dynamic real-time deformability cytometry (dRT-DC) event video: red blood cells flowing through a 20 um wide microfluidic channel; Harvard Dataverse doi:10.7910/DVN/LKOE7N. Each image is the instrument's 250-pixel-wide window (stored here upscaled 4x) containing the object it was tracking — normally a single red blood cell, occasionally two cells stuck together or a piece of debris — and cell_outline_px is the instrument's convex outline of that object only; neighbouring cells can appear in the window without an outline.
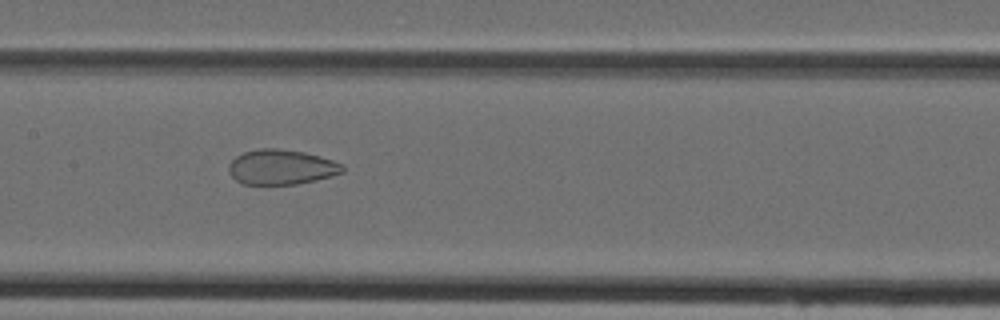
{"species": "Egyptian fruit bat (a non-hibernating species)", "species_latin": "Rousettus aegyptiacus", "temperature_condition": "cold", "stored_images_in_passage": 31, "camera_frame_rate_fps": 3000, "um_per_image_px": 0.085, "animal": {"sex": "female"}, "frame": {"image": 1, "passage_image": 10, "time_ms": 3.0, "image_size_px": [1000, 320], "cell_outline_px": [[344, 172], [332, 176], [316, 180], [296, 184], [244, 184], [236, 180], [232, 176], [228, 168], [228, 164], [236, 156], [244, 152], [260, 148], [276, 148], [304, 152], [320, 156], [332, 160], [340, 164], [344, 168]], "centroid_in_image_um": [23.91, 14.2], "position_along_channel_um": 183.5, "area_um2": 23.12}}
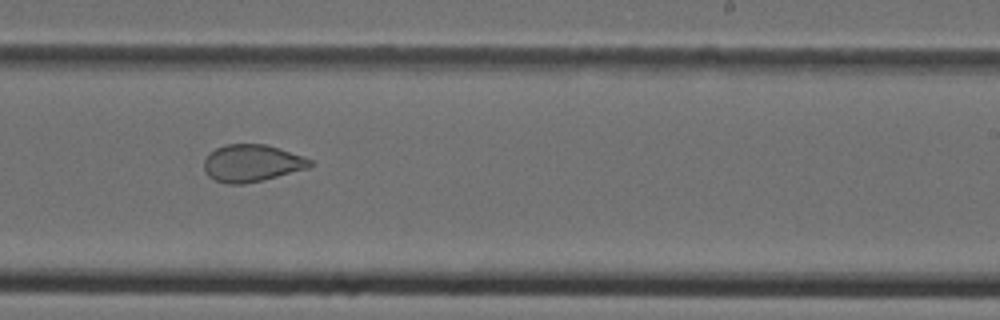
{"frame": {"image": 2, "passage_image": 16, "time_ms": 5.0, "image_size_px": [1000, 320], "cell_outline_px": [[312, 164], [308, 168], [244, 184], [228, 184], [216, 180], [208, 176], [204, 168], [204, 160], [216, 148], [224, 144], [264, 144], [312, 160]], "centroid_in_image_um": [21.36, 13.87], "position_along_channel_um": 267.6, "area_um2": 22.37}}
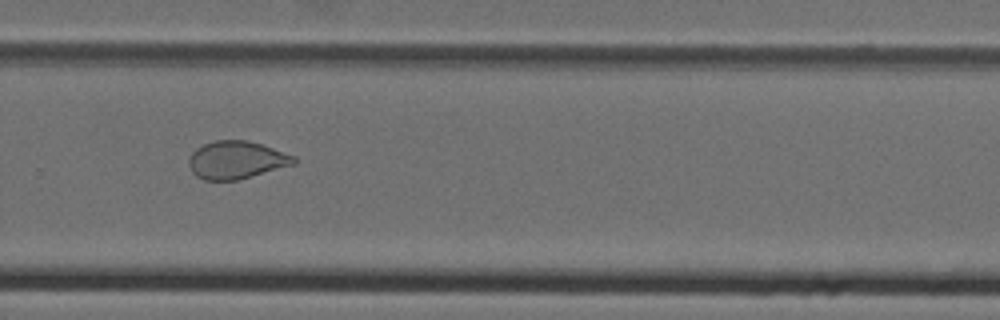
{"frame": {"image": 3, "passage_image": 19, "time_ms": 6.0, "image_size_px": [1000, 320], "cell_outline_px": [[296, 164], [236, 180], [204, 180], [196, 176], [192, 172], [188, 164], [188, 156], [196, 148], [204, 144], [216, 140], [248, 140], [296, 156]], "centroid_in_image_um": [20.07, 13.59], "position_along_channel_um": 309.7, "area_um2": 23.12}}